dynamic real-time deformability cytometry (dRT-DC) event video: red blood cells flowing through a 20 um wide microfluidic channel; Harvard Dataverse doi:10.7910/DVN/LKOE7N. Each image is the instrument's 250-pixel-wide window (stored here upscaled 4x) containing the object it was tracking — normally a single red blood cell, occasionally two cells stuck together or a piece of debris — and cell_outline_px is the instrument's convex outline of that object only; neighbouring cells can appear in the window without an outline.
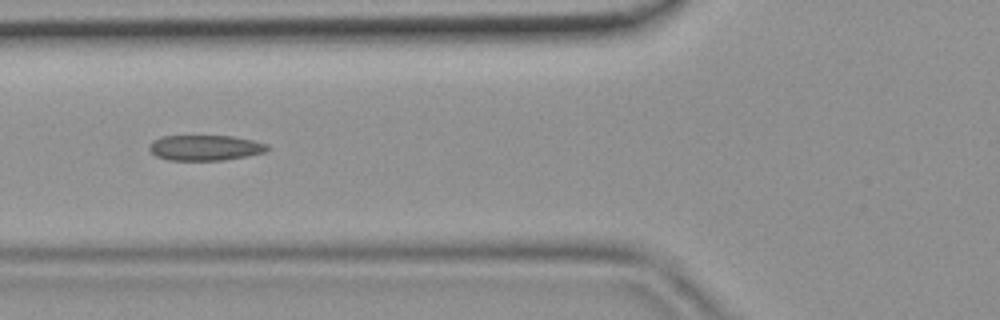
{"species": "common noctule bat (a hibernating species)", "species_latin": "Nyctalus noctula", "temperature_condition": "room temperature", "stored_images_in_passage": 42, "camera_frame_rate_fps": 3000, "um_per_image_px": 0.085, "animal": {"sex": "female", "body_mass_g": 19.9}, "frame": {"image": 1, "passage_image": 14, "time_ms": 4.333, "image_size_px": [1000, 320], "cell_outline_px": [[268, 148], [264, 152], [224, 160], [168, 160], [156, 156], [148, 148], [152, 140], [160, 136], [232, 136], [252, 140], [268, 144]], "centroid_in_image_um": [17.39, 12.55], "position_along_channel_um": 108.4, "area_um2": 17.4}}
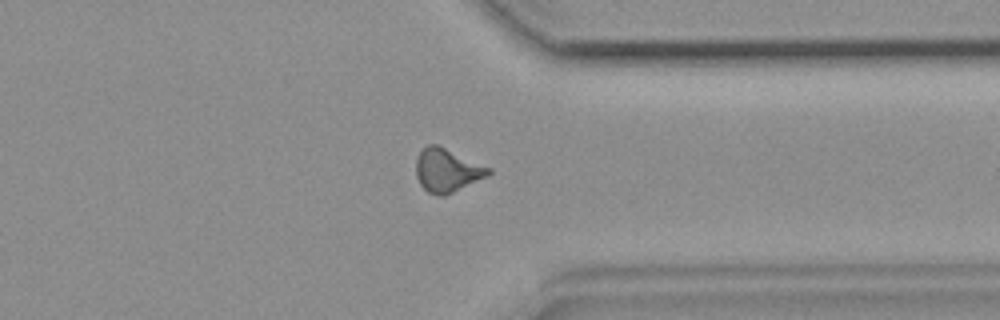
{"frame": {"image": 2, "passage_image": 32, "time_ms": 10.333, "image_size_px": [1000, 320], "cell_outline_px": [[492, 172], [488, 176], [444, 196], [440, 196], [428, 192], [420, 184], [416, 176], [416, 160], [420, 152], [428, 144], [436, 144], [492, 168]], "centroid_in_image_um": [38.01, 14.48], "position_along_channel_um": 373.4, "area_um2": 18.21}}
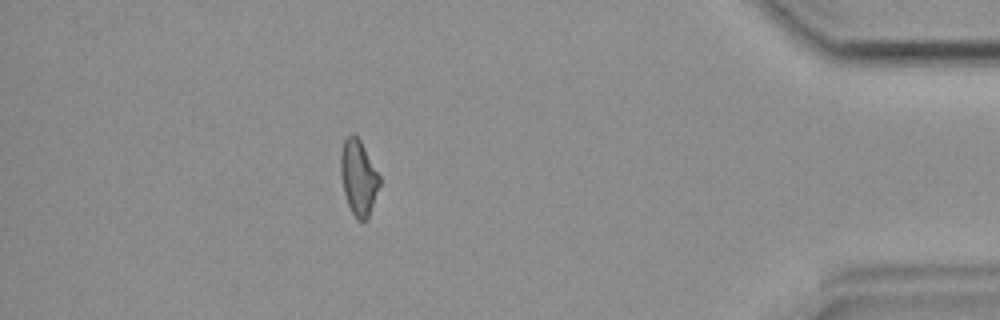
{"frame": {"image": 3, "passage_image": 37, "time_ms": 12.0, "image_size_px": [1000, 320], "cell_outline_px": [[380, 184], [368, 220], [360, 220], [352, 212], [348, 204], [344, 192], [340, 176], [340, 152], [344, 140], [352, 132], [360, 140], [380, 176]], "centroid_in_image_um": [30.46, 15.07], "position_along_channel_um": 404.7, "area_um2": 16.99}}